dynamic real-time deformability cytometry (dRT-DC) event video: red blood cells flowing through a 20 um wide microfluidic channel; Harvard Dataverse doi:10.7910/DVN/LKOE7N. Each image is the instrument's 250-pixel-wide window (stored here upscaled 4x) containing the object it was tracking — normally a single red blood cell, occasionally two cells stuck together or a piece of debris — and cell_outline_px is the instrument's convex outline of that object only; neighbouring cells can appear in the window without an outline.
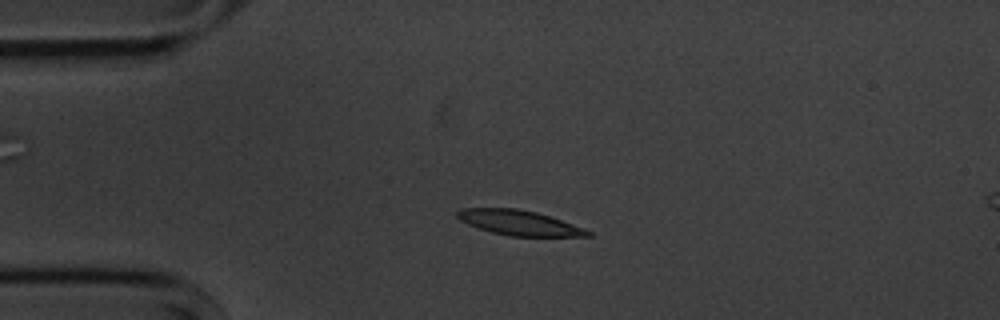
{"species": "common noctule bat (a hibernating species)", "species_latin": "Nyctalus noctula", "temperature_condition": "cold", "stored_images_in_passage": 16, "camera_frame_rate_fps": 3000, "um_per_image_px": 0.085, "animal": {"sex": "male", "body_mass_g": 20.1, "forearm_length_mm": 53.5}, "frame": {"image": 1, "passage_image": 7, "time_ms": 3.667, "image_size_px": [1000, 320], "cell_outline_px": [[592, 236], [508, 236], [492, 232], [468, 224], [460, 220], [456, 216], [456, 212], [460, 208], [516, 208], [536, 212], [584, 228], [592, 232]], "centroid_in_image_um": [44.1, 18.93], "position_along_channel_um": 40.9, "area_um2": 18.79}}
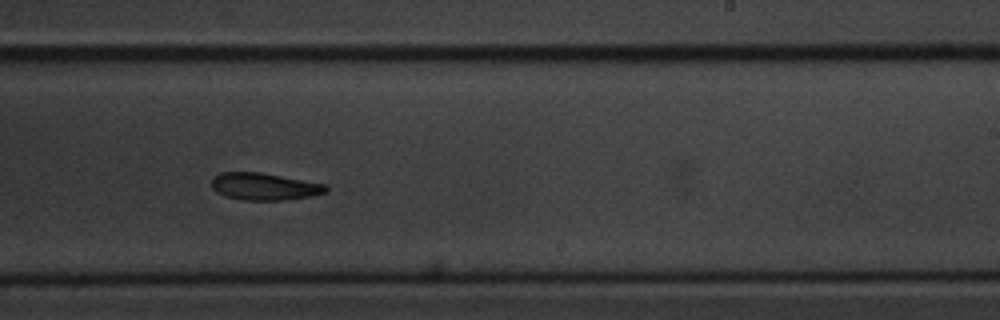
{"frame": {"image": 2, "passage_image": 13, "time_ms": 10.667, "image_size_px": [1000, 320], "cell_outline_px": [[328, 192], [308, 196], [284, 200], [244, 200], [224, 196], [216, 192], [212, 188], [212, 180], [220, 172], [260, 172], [328, 184]], "centroid_in_image_um": [22.49, 15.85], "position_along_channel_um": 266.5, "area_um2": 18.15}}
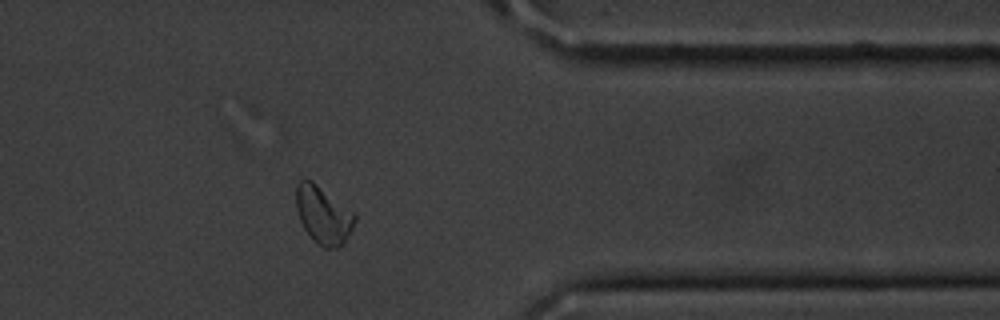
{"frame": {"image": 3, "passage_image": 16, "time_ms": 14.333, "image_size_px": [1000, 320], "cell_outline_px": [[356, 220], [344, 244], [340, 248], [324, 248], [304, 228], [300, 220], [296, 208], [296, 184], [304, 176], [312, 180], [356, 212]], "centroid_in_image_um": [27.5, 18.22], "position_along_channel_um": 383.9, "area_um2": 19.94}, "authors_computed_cell_mechanics": {"area_um2": 18.7272, "velocity_mm_per_s": 3.5683, "shape_relaxation_time_tau1_ms": 5.49, "shape_relaxation_time_tau2_ms": null, "deformation_change_tau1": 0.132, "deformation_change_tau2": null}}